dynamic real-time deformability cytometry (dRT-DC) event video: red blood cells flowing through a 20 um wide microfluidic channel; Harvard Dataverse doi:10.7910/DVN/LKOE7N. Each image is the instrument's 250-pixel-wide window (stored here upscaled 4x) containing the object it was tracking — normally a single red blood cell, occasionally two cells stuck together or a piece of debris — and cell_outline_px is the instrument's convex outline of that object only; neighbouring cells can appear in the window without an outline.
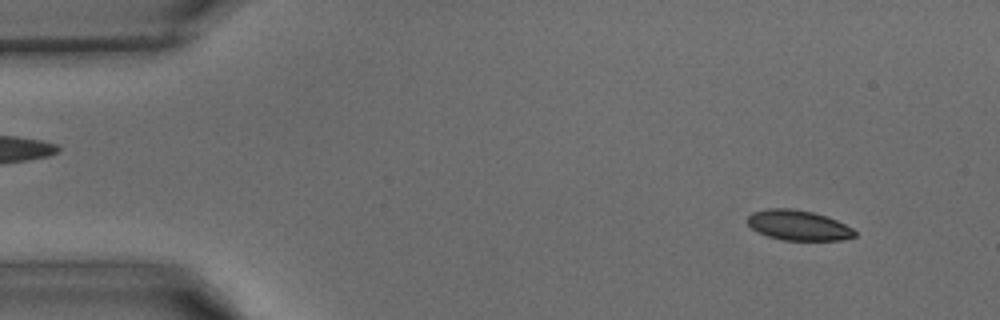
{"species": "common noctule bat (a hibernating species)", "species_latin": "Nyctalus noctula", "temperature_condition": "warm", "stored_images_in_passage": 41, "camera_frame_rate_fps": 3000, "um_per_image_px": 0.085, "animal": {"sex": "male", "body_mass_g": 15.6}, "frame": {"image": 1, "passage_image": 3, "time_ms": 0.667, "image_size_px": [1000, 320], "cell_outline_px": [[856, 236], [840, 240], [784, 240], [768, 236], [756, 232], [748, 224], [748, 216], [752, 212], [768, 208], [792, 208], [812, 212], [836, 220], [852, 228], [856, 232]], "centroid_in_image_um": [67.83, 19.15], "position_along_channel_um": 17.2, "area_um2": 18.73}}
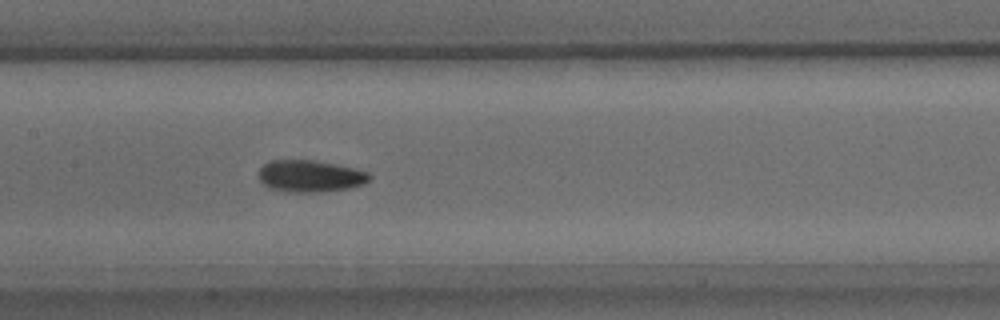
{"frame": {"image": 2, "passage_image": 19, "time_ms": 6.0, "image_size_px": [1000, 320], "cell_outline_px": [[372, 176], [364, 184], [348, 188], [308, 192], [292, 192], [272, 188], [264, 184], [260, 180], [260, 168], [268, 160], [312, 160], [336, 164], [368, 172]], "centroid_in_image_um": [26.36, 14.95], "position_along_channel_um": 181.0, "area_um2": 20.17}}
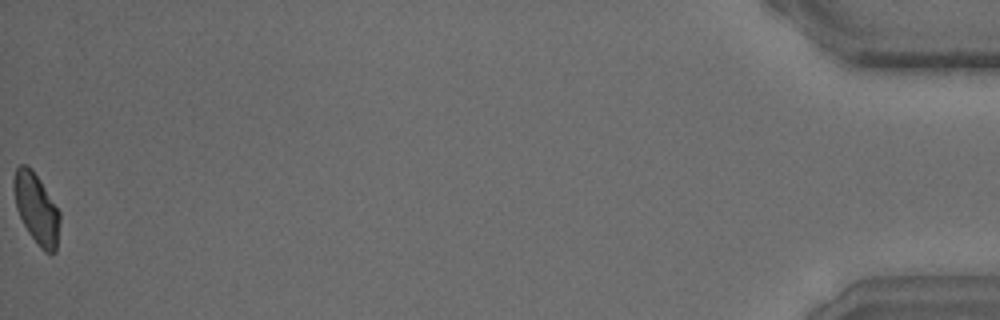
{"frame": {"image": 3, "passage_image": 41, "time_ms": 13.333, "image_size_px": [1000, 320], "cell_outline_px": [[60, 220], [56, 252], [52, 256], [44, 252], [40, 248], [28, 232], [16, 208], [12, 188], [12, 176], [16, 168], [20, 164], [28, 164], [32, 168], [40, 180], [60, 212]], "centroid_in_image_um": [3.08, 17.72], "position_along_channel_um": 432.1, "area_um2": 19.25}}